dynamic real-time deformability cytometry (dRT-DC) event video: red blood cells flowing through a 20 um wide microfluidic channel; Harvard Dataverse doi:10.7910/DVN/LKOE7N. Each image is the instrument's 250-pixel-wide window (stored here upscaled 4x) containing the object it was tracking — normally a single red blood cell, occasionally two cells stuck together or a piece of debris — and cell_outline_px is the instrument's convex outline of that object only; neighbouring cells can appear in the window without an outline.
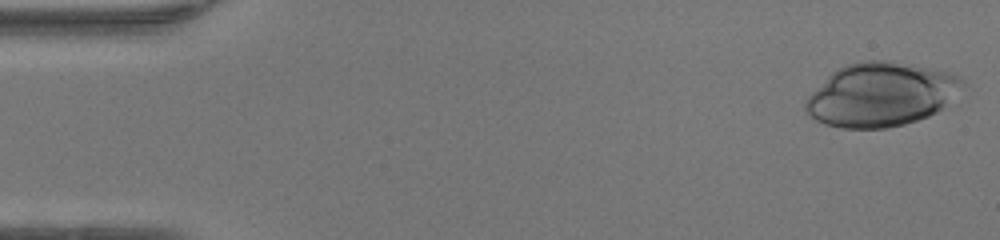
{"species": "human", "species_latin": "Homo sapiens", "temperature_condition": "warm", "stored_images_in_passage": 13, "camera_frame_rate_fps": 3000, "um_per_image_px": 0.085, "donor": {"sex": "female"}, "frame": {"image": 1, "passage_image": 1, "time_ms": 0.0, "image_size_px": [1000, 240], "cell_outline_px": [[964, 84], [936, 112], [928, 116], [904, 124], [884, 128], [840, 128], [824, 124], [816, 120], [804, 108], [804, 104], [808, 96], [832, 72], [848, 64], [860, 60], [888, 60], [912, 64], [952, 72], [964, 80]], "centroid_in_image_um": [74.85, 8.02], "position_along_channel_um": 10.1, "area_um2": 57.8}}